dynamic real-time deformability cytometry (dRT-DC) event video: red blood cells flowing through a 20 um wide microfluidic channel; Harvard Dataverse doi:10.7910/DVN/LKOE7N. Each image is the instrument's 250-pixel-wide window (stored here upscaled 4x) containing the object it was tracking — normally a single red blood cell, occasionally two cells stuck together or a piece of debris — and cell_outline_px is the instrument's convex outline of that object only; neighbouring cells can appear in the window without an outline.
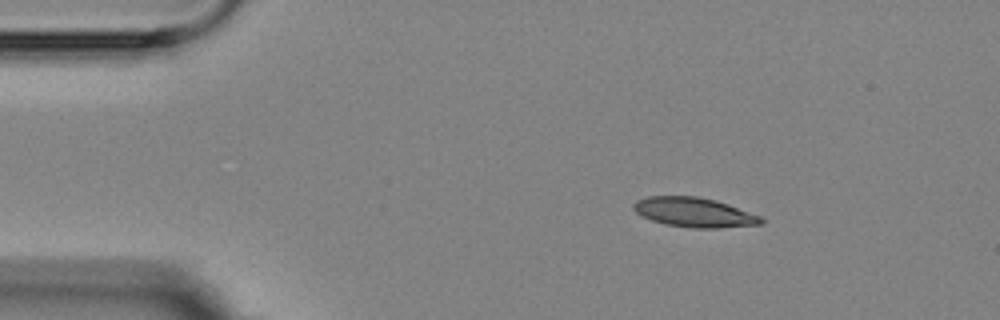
{"species": "Egyptian fruit bat (a non-hibernating species)", "species_latin": "Rousettus aegyptiacus", "temperature_condition": "room temperature", "stored_images_in_passage": 3, "camera_frame_rate_fps": 3000, "um_per_image_px": 0.085, "animal": {"sex": "female"}, "frame": {"image": 1, "passage_image": 1, "time_ms": 0.0, "image_size_px": [1000, 320], "cell_outline_px": [[764, 224], [720, 228], [692, 228], [668, 224], [652, 220], [636, 212], [632, 208], [632, 204], [636, 200], [648, 196], [696, 196], [716, 200], [728, 204], [760, 216], [764, 220]], "centroid_in_image_um": [59.02, 18.04], "position_along_channel_um": 26.0, "area_um2": 21.91}}